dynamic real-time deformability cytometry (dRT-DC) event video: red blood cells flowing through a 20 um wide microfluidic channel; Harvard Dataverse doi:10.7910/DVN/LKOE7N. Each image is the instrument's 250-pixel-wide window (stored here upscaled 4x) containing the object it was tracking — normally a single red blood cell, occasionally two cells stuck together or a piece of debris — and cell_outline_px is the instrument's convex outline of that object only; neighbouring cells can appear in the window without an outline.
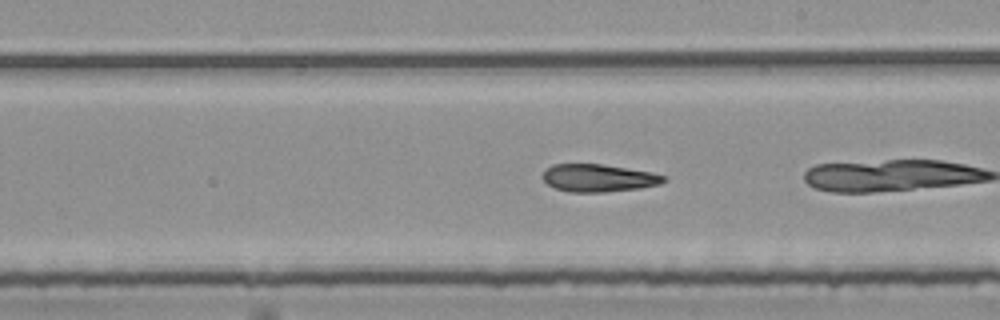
{"species": "common noctule bat (a hibernating species)", "species_latin": "Nyctalus noctula", "temperature_condition": "room temperature", "stored_images_in_passage": 35, "camera_frame_rate_fps": 3000, "um_per_image_px": 0.085, "animal": {"sex": "female", "body_mass_g": 25.1}, "frame": {"image": 1, "passage_image": 25, "time_ms": 8.0, "image_size_px": [1000, 320], "cell_outline_px": [[668, 180], [660, 184], [640, 188], [604, 192], [568, 192], [556, 188], [548, 184], [544, 180], [544, 168], [552, 164], [600, 164], [652, 172], [668, 176]], "centroid_in_image_um": [50.9, 15.13], "position_along_channel_um": 238.1, "area_um2": 19.54}}